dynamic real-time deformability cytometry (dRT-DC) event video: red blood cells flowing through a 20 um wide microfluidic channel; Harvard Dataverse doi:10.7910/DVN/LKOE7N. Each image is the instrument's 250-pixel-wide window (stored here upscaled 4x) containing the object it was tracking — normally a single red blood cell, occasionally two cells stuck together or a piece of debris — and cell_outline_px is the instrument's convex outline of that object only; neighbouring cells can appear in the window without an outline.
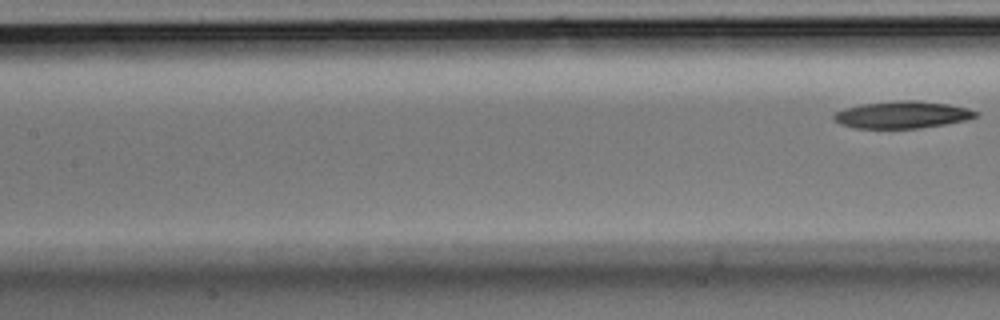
{"species": "Egyptian fruit bat (a non-hibernating species)", "species_latin": "Rousettus aegyptiacus", "temperature_condition": "room temperature", "stored_images_in_passage": 7, "segment_of_instrument_passage": [2, 2], "camera_frame_rate_fps": 3000, "um_per_image_px": 0.085, "animal": {"sex": "male"}, "frame": {"image": 1, "passage_image": 7, "time_ms": 2.0, "image_size_px": [1000, 320], "cell_outline_px": [[980, 116], [968, 120], [920, 128], [856, 128], [840, 124], [832, 116], [836, 112], [844, 108], [860, 104], [900, 100], [916, 100], [948, 104], [968, 108], [980, 112]], "centroid_in_image_um": [76.74, 9.75], "position_along_channel_um": 130.7, "area_um2": 22.54}}